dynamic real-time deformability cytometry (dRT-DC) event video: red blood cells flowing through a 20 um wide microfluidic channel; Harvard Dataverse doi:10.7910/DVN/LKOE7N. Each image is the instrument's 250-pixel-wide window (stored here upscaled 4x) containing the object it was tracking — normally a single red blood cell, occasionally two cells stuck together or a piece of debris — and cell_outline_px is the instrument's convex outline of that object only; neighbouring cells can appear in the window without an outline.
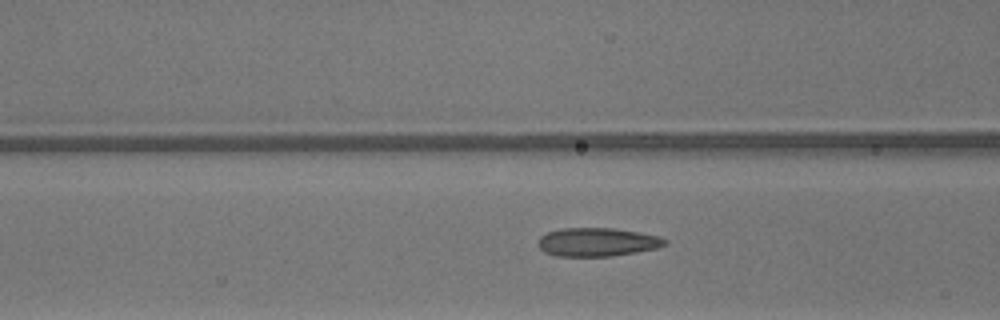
{"species": "common noctule bat (a hibernating species)", "species_latin": "Nyctalus noctula", "temperature_condition": "warm", "stored_images_in_passage": 50, "camera_frame_rate_fps": 3000, "um_per_image_px": 0.085, "animal": {"sex": "male", "body_mass_g": 13.3}, "frame": {"image": 1, "passage_image": 21, "time_ms": 6.667, "image_size_px": [1000, 320], "cell_outline_px": [[668, 244], [656, 248], [636, 252], [612, 256], [556, 256], [544, 252], [536, 244], [536, 240], [540, 236], [548, 232], [560, 228], [612, 228], [640, 232], [660, 236], [668, 240]], "centroid_in_image_um": [50.75, 20.57], "position_along_channel_um": 115.8, "area_um2": 21.33}}
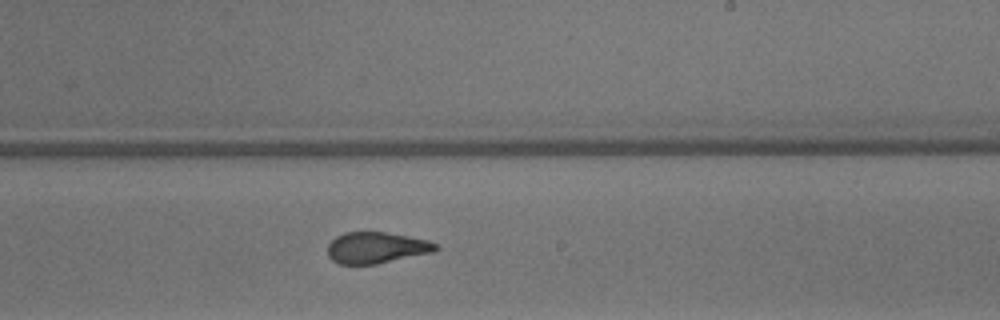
{"frame": {"image": 2, "passage_image": 31, "time_ms": 10.0, "image_size_px": [1000, 320], "cell_outline_px": [[440, 248], [436, 252], [376, 264], [340, 264], [332, 260], [328, 256], [328, 244], [336, 236], [344, 232], [388, 232], [428, 240], [440, 244]], "centroid_in_image_um": [32.05, 21.05], "position_along_channel_um": 257.0, "area_um2": 20.0}}
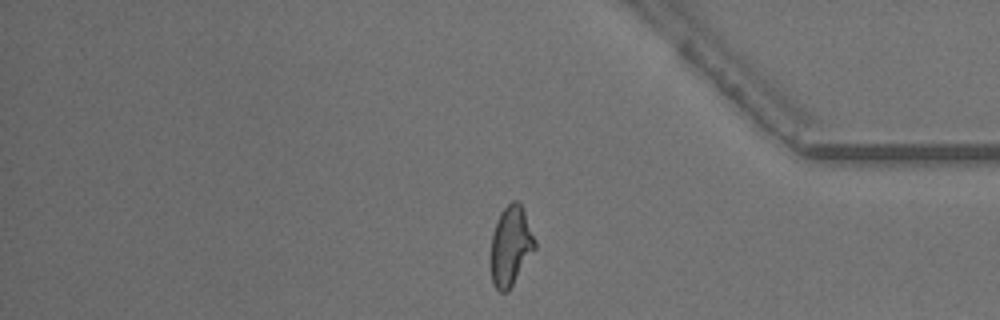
{"frame": {"image": 3, "passage_image": 42, "time_ms": 13.667, "image_size_px": [1000, 320], "cell_outline_px": [[536, 248], [508, 292], [500, 292], [492, 284], [492, 232], [500, 212], [512, 200], [516, 200], [520, 204], [524, 212], [536, 240]], "centroid_in_image_um": [43.42, 20.91], "position_along_channel_um": 391.8, "area_um2": 20.23}, "authors_computed_cell_mechanics": {"area_um2": 20.808, "velocity_mm_per_s": 4.2331, "shape_relaxation_time_tau1_ms": 6.014, "shape_relaxation_time_tau2_ms": 0.8641, "deformation_change_tau1": 0.1825, "deformation_change_tau2": 0.0738}}